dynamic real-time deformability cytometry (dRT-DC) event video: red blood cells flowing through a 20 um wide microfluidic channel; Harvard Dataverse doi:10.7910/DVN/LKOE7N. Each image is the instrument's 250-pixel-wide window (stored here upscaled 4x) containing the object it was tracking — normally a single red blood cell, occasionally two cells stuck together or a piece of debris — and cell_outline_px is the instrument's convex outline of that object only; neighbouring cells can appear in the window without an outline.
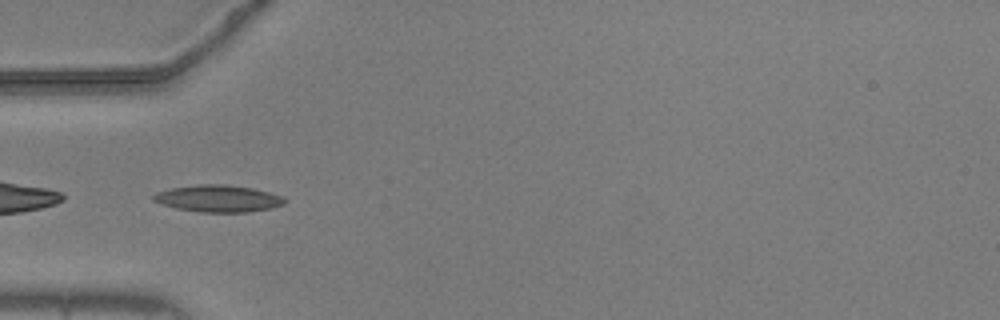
{"species": "common noctule bat (a hibernating species)", "species_latin": "Nyctalus noctula", "temperature_condition": "warm", "stored_images_in_passage": 38, "camera_frame_rate_fps": 3000, "um_per_image_px": 0.085, "animal": {"sex": "male", "body_mass_g": 20.5, "forearm_length_mm": 52.5}, "frame": {"image": 1, "passage_image": 1, "time_ms": 0.0, "image_size_px": [1000, 320], "cell_outline_px": [[288, 200], [284, 204], [268, 208], [248, 212], [200, 212], [176, 208], [160, 204], [152, 200], [152, 196], [156, 192], [172, 188], [200, 184], [224, 184], [252, 188], [284, 196]], "centroid_in_image_um": [18.54, 16.87], "position_along_channel_um": 66.5, "area_um2": 20.58}}
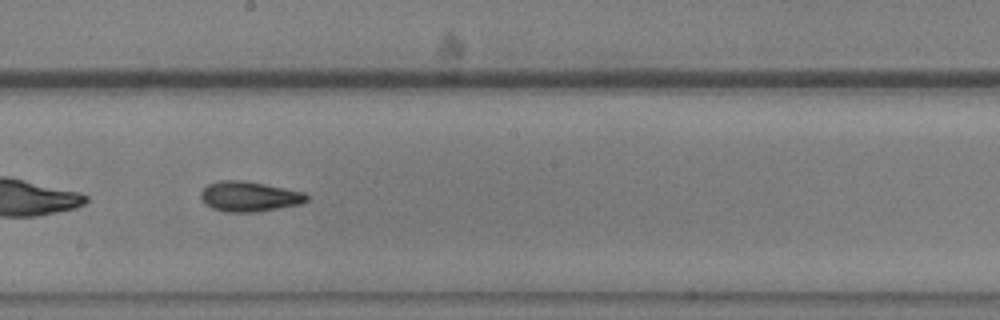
{"frame": {"image": 2, "passage_image": 14, "time_ms": 4.333, "image_size_px": [1000, 320], "cell_outline_px": [[308, 200], [300, 204], [256, 212], [224, 212], [212, 208], [204, 204], [200, 196], [200, 192], [208, 184], [220, 180], [244, 180], [304, 192], [308, 196]], "centroid_in_image_um": [21.15, 16.7], "position_along_channel_um": 227.1, "area_um2": 18.61}}
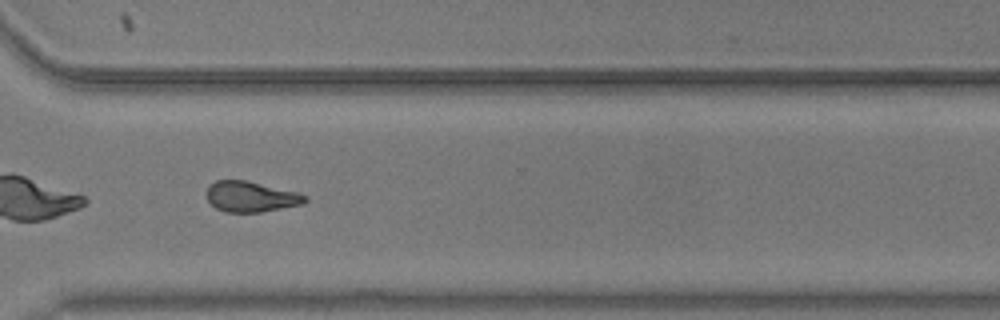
{"frame": {"image": 3, "passage_image": 24, "time_ms": 7.667, "image_size_px": [1000, 320], "cell_outline_px": [[308, 200], [304, 204], [260, 212], [224, 212], [216, 208], [208, 200], [204, 192], [208, 184], [216, 180], [248, 180], [296, 192], [308, 196]], "centroid_in_image_um": [21.29, 16.7], "position_along_channel_um": 349.3, "area_um2": 17.8}, "authors_computed_cell_mechanics": {"area_um2": 17.7157, "velocity_mm_per_s": 3.6885, "shape_relaxation_time_tau1_ms": 5.7933, "shape_relaxation_time_tau2_ms": 3.9055, "deformation_change_tau1": 0.1895, "deformation_change_tau2": 0.1129}}